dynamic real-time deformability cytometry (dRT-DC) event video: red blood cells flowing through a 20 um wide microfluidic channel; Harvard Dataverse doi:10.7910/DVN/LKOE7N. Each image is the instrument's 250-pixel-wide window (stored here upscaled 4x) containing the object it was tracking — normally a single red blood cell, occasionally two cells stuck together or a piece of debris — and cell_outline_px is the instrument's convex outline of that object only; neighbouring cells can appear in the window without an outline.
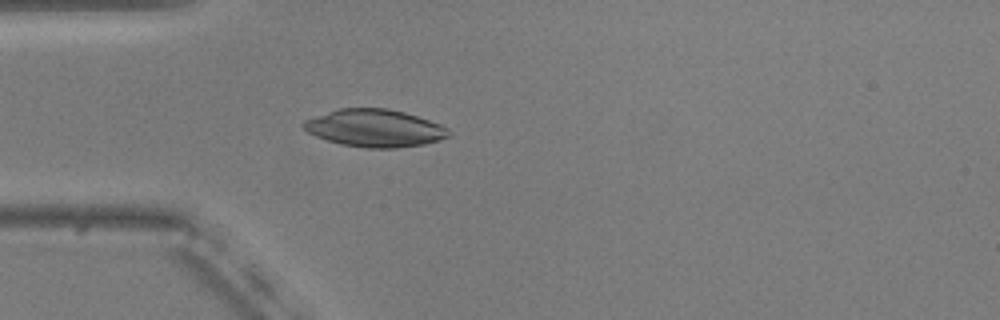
{"species": "common noctule bat (a hibernating species)", "species_latin": "Nyctalus noctula", "temperature_condition": "warm", "stored_images_in_passage": 54, "camera_frame_rate_fps": 3000, "um_per_image_px": 0.085, "animal": {"sex": "male", "body_mass_g": 20.5, "forearm_length_mm": 52.5}, "frame": {"image": 1, "passage_image": 15, "time_ms": 4.667, "image_size_px": [1000, 320], "cell_outline_px": [[452, 132], [448, 136], [424, 144], [396, 148], [368, 148], [340, 144], [316, 136], [308, 132], [300, 124], [304, 120], [340, 108], [388, 108], [404, 112], [440, 124], [448, 128]], "centroid_in_image_um": [31.84, 10.89], "position_along_channel_um": 53.2, "area_um2": 31.5}}
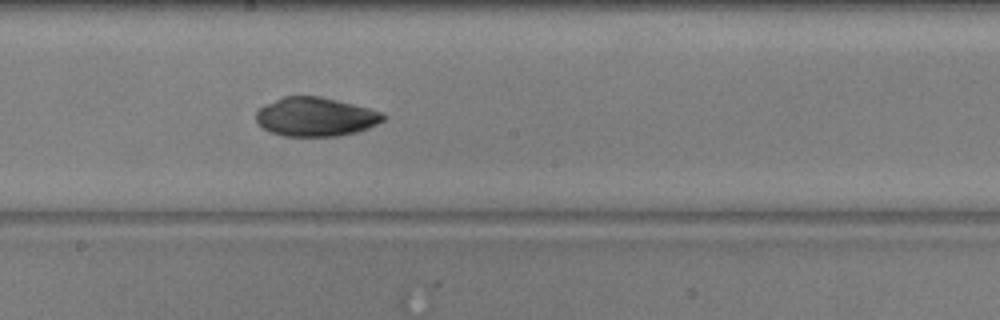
{"frame": {"image": 2, "passage_image": 29, "time_ms": 9.333, "image_size_px": [1000, 320], "cell_outline_px": [[388, 116], [384, 120], [368, 128], [356, 132], [336, 136], [284, 136], [272, 132], [264, 128], [256, 120], [256, 112], [264, 104], [284, 96], [320, 96], [384, 112]], "centroid_in_image_um": [26.84, 9.92], "position_along_channel_um": 221.4, "area_um2": 28.73}}
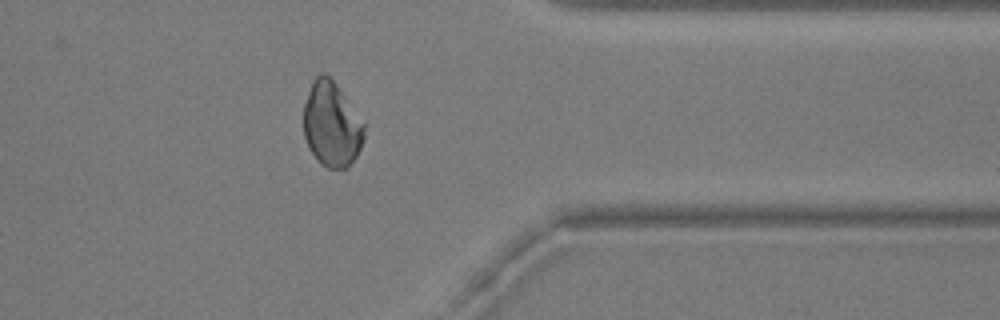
{"frame": {"image": 3, "passage_image": 43, "time_ms": 14.0, "image_size_px": [1000, 320], "cell_outline_px": [[364, 136], [360, 148], [356, 156], [348, 168], [328, 168], [320, 164], [308, 148], [304, 136], [304, 104], [312, 80], [320, 72], [324, 72], [336, 84], [364, 124]], "centroid_in_image_um": [28.16, 10.59], "position_along_channel_um": 383.2, "area_um2": 29.77}, "authors_computed_cell_mechanics": {"area_um2": 29.7381, "velocity_mm_per_s": 3.7276, "shape_relaxation_time_tau1_ms": 7.9323, "shape_relaxation_time_tau2_ms": 3.3103, "deformation_change_tau1": 0.2227, "deformation_change_tau2": 0.0443}}